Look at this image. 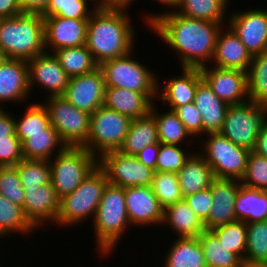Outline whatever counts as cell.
I'll list each match as a JSON object with an SVG mask.
<instances>
[{
	"label": "cell",
	"instance_id": "obj_30",
	"mask_svg": "<svg viewBox=\"0 0 267 267\" xmlns=\"http://www.w3.org/2000/svg\"><path fill=\"white\" fill-rule=\"evenodd\" d=\"M153 143L160 142L155 118L149 113L131 120L128 133L118 151L125 155L136 156L147 145Z\"/></svg>",
	"mask_w": 267,
	"mask_h": 267
},
{
	"label": "cell",
	"instance_id": "obj_13",
	"mask_svg": "<svg viewBox=\"0 0 267 267\" xmlns=\"http://www.w3.org/2000/svg\"><path fill=\"white\" fill-rule=\"evenodd\" d=\"M228 15V26L253 55L267 51V9H234Z\"/></svg>",
	"mask_w": 267,
	"mask_h": 267
},
{
	"label": "cell",
	"instance_id": "obj_40",
	"mask_svg": "<svg viewBox=\"0 0 267 267\" xmlns=\"http://www.w3.org/2000/svg\"><path fill=\"white\" fill-rule=\"evenodd\" d=\"M243 262H267V220L247 223V244Z\"/></svg>",
	"mask_w": 267,
	"mask_h": 267
},
{
	"label": "cell",
	"instance_id": "obj_53",
	"mask_svg": "<svg viewBox=\"0 0 267 267\" xmlns=\"http://www.w3.org/2000/svg\"><path fill=\"white\" fill-rule=\"evenodd\" d=\"M152 1H157L158 2V4H161V7L162 6H166V8H168L167 10H166V8L164 9L165 11L164 12H160V13H158V12H154L153 13V10H151L152 11V13H148L147 11H146V15H145V13H144V15L143 16H141L144 20V23L143 24H145V25H147V27L156 19V18H158L160 15H162L163 13H168V12H170V11H175L176 10V8L178 7V5H179V3H180V0H152ZM169 9H171V10H169ZM148 13V14H147Z\"/></svg>",
	"mask_w": 267,
	"mask_h": 267
},
{
	"label": "cell",
	"instance_id": "obj_9",
	"mask_svg": "<svg viewBox=\"0 0 267 267\" xmlns=\"http://www.w3.org/2000/svg\"><path fill=\"white\" fill-rule=\"evenodd\" d=\"M131 123L128 116L101 106L91 114L90 132L82 146L98 159L110 151H118Z\"/></svg>",
	"mask_w": 267,
	"mask_h": 267
},
{
	"label": "cell",
	"instance_id": "obj_6",
	"mask_svg": "<svg viewBox=\"0 0 267 267\" xmlns=\"http://www.w3.org/2000/svg\"><path fill=\"white\" fill-rule=\"evenodd\" d=\"M132 50L128 54L106 60L99 65L104 75L106 87H120L145 93L153 102L157 101V85L160 74L145 63ZM137 58V59H136ZM141 62V63H140Z\"/></svg>",
	"mask_w": 267,
	"mask_h": 267
},
{
	"label": "cell",
	"instance_id": "obj_37",
	"mask_svg": "<svg viewBox=\"0 0 267 267\" xmlns=\"http://www.w3.org/2000/svg\"><path fill=\"white\" fill-rule=\"evenodd\" d=\"M198 238L207 267H244L243 260L220 244L210 230H205Z\"/></svg>",
	"mask_w": 267,
	"mask_h": 267
},
{
	"label": "cell",
	"instance_id": "obj_51",
	"mask_svg": "<svg viewBox=\"0 0 267 267\" xmlns=\"http://www.w3.org/2000/svg\"><path fill=\"white\" fill-rule=\"evenodd\" d=\"M159 147L160 143L147 145L136 155V157L142 164L156 171V162L159 153Z\"/></svg>",
	"mask_w": 267,
	"mask_h": 267
},
{
	"label": "cell",
	"instance_id": "obj_8",
	"mask_svg": "<svg viewBox=\"0 0 267 267\" xmlns=\"http://www.w3.org/2000/svg\"><path fill=\"white\" fill-rule=\"evenodd\" d=\"M50 161L51 183L60 199L71 194L98 165L84 147L67 146Z\"/></svg>",
	"mask_w": 267,
	"mask_h": 267
},
{
	"label": "cell",
	"instance_id": "obj_41",
	"mask_svg": "<svg viewBox=\"0 0 267 267\" xmlns=\"http://www.w3.org/2000/svg\"><path fill=\"white\" fill-rule=\"evenodd\" d=\"M151 189L163 209L184 199L176 173L154 171Z\"/></svg>",
	"mask_w": 267,
	"mask_h": 267
},
{
	"label": "cell",
	"instance_id": "obj_44",
	"mask_svg": "<svg viewBox=\"0 0 267 267\" xmlns=\"http://www.w3.org/2000/svg\"><path fill=\"white\" fill-rule=\"evenodd\" d=\"M188 147L190 146L160 143L156 171L177 173L183 167L187 158L191 155V151H194Z\"/></svg>",
	"mask_w": 267,
	"mask_h": 267
},
{
	"label": "cell",
	"instance_id": "obj_33",
	"mask_svg": "<svg viewBox=\"0 0 267 267\" xmlns=\"http://www.w3.org/2000/svg\"><path fill=\"white\" fill-rule=\"evenodd\" d=\"M230 3V0H180L175 12L189 18L216 22L224 26L228 23L226 19L229 15L227 9Z\"/></svg>",
	"mask_w": 267,
	"mask_h": 267
},
{
	"label": "cell",
	"instance_id": "obj_57",
	"mask_svg": "<svg viewBox=\"0 0 267 267\" xmlns=\"http://www.w3.org/2000/svg\"><path fill=\"white\" fill-rule=\"evenodd\" d=\"M244 267H267V262L244 264Z\"/></svg>",
	"mask_w": 267,
	"mask_h": 267
},
{
	"label": "cell",
	"instance_id": "obj_48",
	"mask_svg": "<svg viewBox=\"0 0 267 267\" xmlns=\"http://www.w3.org/2000/svg\"><path fill=\"white\" fill-rule=\"evenodd\" d=\"M23 159L22 143L16 134L10 140H0V166H15Z\"/></svg>",
	"mask_w": 267,
	"mask_h": 267
},
{
	"label": "cell",
	"instance_id": "obj_11",
	"mask_svg": "<svg viewBox=\"0 0 267 267\" xmlns=\"http://www.w3.org/2000/svg\"><path fill=\"white\" fill-rule=\"evenodd\" d=\"M266 120L267 107L248 100L229 106L219 133L234 144L253 151L259 131Z\"/></svg>",
	"mask_w": 267,
	"mask_h": 267
},
{
	"label": "cell",
	"instance_id": "obj_15",
	"mask_svg": "<svg viewBox=\"0 0 267 267\" xmlns=\"http://www.w3.org/2000/svg\"><path fill=\"white\" fill-rule=\"evenodd\" d=\"M202 79L228 105L249 100L248 74L238 69H221L212 65L199 68Z\"/></svg>",
	"mask_w": 267,
	"mask_h": 267
},
{
	"label": "cell",
	"instance_id": "obj_14",
	"mask_svg": "<svg viewBox=\"0 0 267 267\" xmlns=\"http://www.w3.org/2000/svg\"><path fill=\"white\" fill-rule=\"evenodd\" d=\"M27 64L29 87L32 95V92L38 86V90L43 89L44 92L46 91L45 98L64 94L70 77L60 66L54 53L45 51L27 61Z\"/></svg>",
	"mask_w": 267,
	"mask_h": 267
},
{
	"label": "cell",
	"instance_id": "obj_46",
	"mask_svg": "<svg viewBox=\"0 0 267 267\" xmlns=\"http://www.w3.org/2000/svg\"><path fill=\"white\" fill-rule=\"evenodd\" d=\"M0 195L23 207L25 198L17 166H0Z\"/></svg>",
	"mask_w": 267,
	"mask_h": 267
},
{
	"label": "cell",
	"instance_id": "obj_35",
	"mask_svg": "<svg viewBox=\"0 0 267 267\" xmlns=\"http://www.w3.org/2000/svg\"><path fill=\"white\" fill-rule=\"evenodd\" d=\"M53 53L70 78L91 73L99 67L86 45L63 48Z\"/></svg>",
	"mask_w": 267,
	"mask_h": 267
},
{
	"label": "cell",
	"instance_id": "obj_21",
	"mask_svg": "<svg viewBox=\"0 0 267 267\" xmlns=\"http://www.w3.org/2000/svg\"><path fill=\"white\" fill-rule=\"evenodd\" d=\"M24 215L37 229L47 228L48 224L55 226L60 211V198L52 183L37 188L24 189ZM47 223V224H45Z\"/></svg>",
	"mask_w": 267,
	"mask_h": 267
},
{
	"label": "cell",
	"instance_id": "obj_17",
	"mask_svg": "<svg viewBox=\"0 0 267 267\" xmlns=\"http://www.w3.org/2000/svg\"><path fill=\"white\" fill-rule=\"evenodd\" d=\"M125 203L129 222L132 226H160L164 209L158 202L151 186H133L124 188Z\"/></svg>",
	"mask_w": 267,
	"mask_h": 267
},
{
	"label": "cell",
	"instance_id": "obj_3",
	"mask_svg": "<svg viewBox=\"0 0 267 267\" xmlns=\"http://www.w3.org/2000/svg\"><path fill=\"white\" fill-rule=\"evenodd\" d=\"M45 51L41 14L22 13L0 18V57L29 61Z\"/></svg>",
	"mask_w": 267,
	"mask_h": 267
},
{
	"label": "cell",
	"instance_id": "obj_25",
	"mask_svg": "<svg viewBox=\"0 0 267 267\" xmlns=\"http://www.w3.org/2000/svg\"><path fill=\"white\" fill-rule=\"evenodd\" d=\"M153 103L143 92L120 87H106L103 106L133 120L148 115Z\"/></svg>",
	"mask_w": 267,
	"mask_h": 267
},
{
	"label": "cell",
	"instance_id": "obj_10",
	"mask_svg": "<svg viewBox=\"0 0 267 267\" xmlns=\"http://www.w3.org/2000/svg\"><path fill=\"white\" fill-rule=\"evenodd\" d=\"M40 101L48 111L50 124L69 147H82L88 140L91 115L74 107L63 96Z\"/></svg>",
	"mask_w": 267,
	"mask_h": 267
},
{
	"label": "cell",
	"instance_id": "obj_55",
	"mask_svg": "<svg viewBox=\"0 0 267 267\" xmlns=\"http://www.w3.org/2000/svg\"><path fill=\"white\" fill-rule=\"evenodd\" d=\"M22 13L17 0H0V18L14 17Z\"/></svg>",
	"mask_w": 267,
	"mask_h": 267
},
{
	"label": "cell",
	"instance_id": "obj_5",
	"mask_svg": "<svg viewBox=\"0 0 267 267\" xmlns=\"http://www.w3.org/2000/svg\"><path fill=\"white\" fill-rule=\"evenodd\" d=\"M108 179L104 170L97 165L82 183L60 200L57 216L58 228L71 229L85 221L93 222ZM92 220V221H91Z\"/></svg>",
	"mask_w": 267,
	"mask_h": 267
},
{
	"label": "cell",
	"instance_id": "obj_38",
	"mask_svg": "<svg viewBox=\"0 0 267 267\" xmlns=\"http://www.w3.org/2000/svg\"><path fill=\"white\" fill-rule=\"evenodd\" d=\"M247 74L249 100L267 107V51L253 55Z\"/></svg>",
	"mask_w": 267,
	"mask_h": 267
},
{
	"label": "cell",
	"instance_id": "obj_28",
	"mask_svg": "<svg viewBox=\"0 0 267 267\" xmlns=\"http://www.w3.org/2000/svg\"><path fill=\"white\" fill-rule=\"evenodd\" d=\"M172 240L165 251L162 267H207L198 237Z\"/></svg>",
	"mask_w": 267,
	"mask_h": 267
},
{
	"label": "cell",
	"instance_id": "obj_19",
	"mask_svg": "<svg viewBox=\"0 0 267 267\" xmlns=\"http://www.w3.org/2000/svg\"><path fill=\"white\" fill-rule=\"evenodd\" d=\"M44 18L45 50L53 53L69 47H79L86 43L89 19H73L58 16Z\"/></svg>",
	"mask_w": 267,
	"mask_h": 267
},
{
	"label": "cell",
	"instance_id": "obj_39",
	"mask_svg": "<svg viewBox=\"0 0 267 267\" xmlns=\"http://www.w3.org/2000/svg\"><path fill=\"white\" fill-rule=\"evenodd\" d=\"M210 231L218 238L220 244L244 261L247 244V223L245 221L236 220Z\"/></svg>",
	"mask_w": 267,
	"mask_h": 267
},
{
	"label": "cell",
	"instance_id": "obj_12",
	"mask_svg": "<svg viewBox=\"0 0 267 267\" xmlns=\"http://www.w3.org/2000/svg\"><path fill=\"white\" fill-rule=\"evenodd\" d=\"M109 184L119 187L151 186L154 170L142 164L136 156L110 151L98 159Z\"/></svg>",
	"mask_w": 267,
	"mask_h": 267
},
{
	"label": "cell",
	"instance_id": "obj_20",
	"mask_svg": "<svg viewBox=\"0 0 267 267\" xmlns=\"http://www.w3.org/2000/svg\"><path fill=\"white\" fill-rule=\"evenodd\" d=\"M179 76L158 80L157 101L165 104V108L174 111L177 107L194 102L198 83L202 80L199 68L182 67ZM161 87V88H160ZM160 99V100H159Z\"/></svg>",
	"mask_w": 267,
	"mask_h": 267
},
{
	"label": "cell",
	"instance_id": "obj_42",
	"mask_svg": "<svg viewBox=\"0 0 267 267\" xmlns=\"http://www.w3.org/2000/svg\"><path fill=\"white\" fill-rule=\"evenodd\" d=\"M95 9L93 0H49L46 10L41 16L89 19Z\"/></svg>",
	"mask_w": 267,
	"mask_h": 267
},
{
	"label": "cell",
	"instance_id": "obj_47",
	"mask_svg": "<svg viewBox=\"0 0 267 267\" xmlns=\"http://www.w3.org/2000/svg\"><path fill=\"white\" fill-rule=\"evenodd\" d=\"M174 112L195 141L199 140L202 137V119L195 103L179 106Z\"/></svg>",
	"mask_w": 267,
	"mask_h": 267
},
{
	"label": "cell",
	"instance_id": "obj_26",
	"mask_svg": "<svg viewBox=\"0 0 267 267\" xmlns=\"http://www.w3.org/2000/svg\"><path fill=\"white\" fill-rule=\"evenodd\" d=\"M176 174L183 198L211 187L215 179L211 166L197 150L192 151Z\"/></svg>",
	"mask_w": 267,
	"mask_h": 267
},
{
	"label": "cell",
	"instance_id": "obj_1",
	"mask_svg": "<svg viewBox=\"0 0 267 267\" xmlns=\"http://www.w3.org/2000/svg\"><path fill=\"white\" fill-rule=\"evenodd\" d=\"M222 24L193 19L175 11L163 13L148 28L174 51L180 68L211 65Z\"/></svg>",
	"mask_w": 267,
	"mask_h": 267
},
{
	"label": "cell",
	"instance_id": "obj_27",
	"mask_svg": "<svg viewBox=\"0 0 267 267\" xmlns=\"http://www.w3.org/2000/svg\"><path fill=\"white\" fill-rule=\"evenodd\" d=\"M161 227L163 229L167 227V230L171 229L172 232L170 233H174L175 238L199 237L206 230L204 223L190 208L185 199L164 209Z\"/></svg>",
	"mask_w": 267,
	"mask_h": 267
},
{
	"label": "cell",
	"instance_id": "obj_32",
	"mask_svg": "<svg viewBox=\"0 0 267 267\" xmlns=\"http://www.w3.org/2000/svg\"><path fill=\"white\" fill-rule=\"evenodd\" d=\"M236 220L246 223L267 220V191L240 186L235 201Z\"/></svg>",
	"mask_w": 267,
	"mask_h": 267
},
{
	"label": "cell",
	"instance_id": "obj_18",
	"mask_svg": "<svg viewBox=\"0 0 267 267\" xmlns=\"http://www.w3.org/2000/svg\"><path fill=\"white\" fill-rule=\"evenodd\" d=\"M31 98L27 61L0 57V108L5 103L27 105Z\"/></svg>",
	"mask_w": 267,
	"mask_h": 267
},
{
	"label": "cell",
	"instance_id": "obj_31",
	"mask_svg": "<svg viewBox=\"0 0 267 267\" xmlns=\"http://www.w3.org/2000/svg\"><path fill=\"white\" fill-rule=\"evenodd\" d=\"M55 128L50 125L45 133L28 134L22 143V154L26 160H51L66 148Z\"/></svg>",
	"mask_w": 267,
	"mask_h": 267
},
{
	"label": "cell",
	"instance_id": "obj_36",
	"mask_svg": "<svg viewBox=\"0 0 267 267\" xmlns=\"http://www.w3.org/2000/svg\"><path fill=\"white\" fill-rule=\"evenodd\" d=\"M36 102L29 101L22 116L14 115L16 136L21 143L28 138V134L45 133V129L51 125L47 109L40 101Z\"/></svg>",
	"mask_w": 267,
	"mask_h": 267
},
{
	"label": "cell",
	"instance_id": "obj_43",
	"mask_svg": "<svg viewBox=\"0 0 267 267\" xmlns=\"http://www.w3.org/2000/svg\"><path fill=\"white\" fill-rule=\"evenodd\" d=\"M17 172L24 189L37 188L51 183L49 160H21Z\"/></svg>",
	"mask_w": 267,
	"mask_h": 267
},
{
	"label": "cell",
	"instance_id": "obj_24",
	"mask_svg": "<svg viewBox=\"0 0 267 267\" xmlns=\"http://www.w3.org/2000/svg\"><path fill=\"white\" fill-rule=\"evenodd\" d=\"M194 103L202 119V136L219 133L230 105L221 100L203 79L198 83Z\"/></svg>",
	"mask_w": 267,
	"mask_h": 267
},
{
	"label": "cell",
	"instance_id": "obj_29",
	"mask_svg": "<svg viewBox=\"0 0 267 267\" xmlns=\"http://www.w3.org/2000/svg\"><path fill=\"white\" fill-rule=\"evenodd\" d=\"M157 103V101L153 103L150 113L154 116L156 121L159 142L181 146H185V144L186 146L195 144L194 146L197 149V141L194 142L195 139L186 130L177 114L174 111L165 108L163 109V112L162 109H159L161 110V112H159L158 108L160 107L156 105Z\"/></svg>",
	"mask_w": 267,
	"mask_h": 267
},
{
	"label": "cell",
	"instance_id": "obj_56",
	"mask_svg": "<svg viewBox=\"0 0 267 267\" xmlns=\"http://www.w3.org/2000/svg\"><path fill=\"white\" fill-rule=\"evenodd\" d=\"M257 155L267 158V120L262 125L253 150Z\"/></svg>",
	"mask_w": 267,
	"mask_h": 267
},
{
	"label": "cell",
	"instance_id": "obj_2",
	"mask_svg": "<svg viewBox=\"0 0 267 267\" xmlns=\"http://www.w3.org/2000/svg\"><path fill=\"white\" fill-rule=\"evenodd\" d=\"M130 16L129 12L98 8L90 15L85 45L99 65L136 50L137 30Z\"/></svg>",
	"mask_w": 267,
	"mask_h": 267
},
{
	"label": "cell",
	"instance_id": "obj_22",
	"mask_svg": "<svg viewBox=\"0 0 267 267\" xmlns=\"http://www.w3.org/2000/svg\"><path fill=\"white\" fill-rule=\"evenodd\" d=\"M240 180L215 178L211 184L212 206L207 220L206 230L236 221L235 201L241 186Z\"/></svg>",
	"mask_w": 267,
	"mask_h": 267
},
{
	"label": "cell",
	"instance_id": "obj_16",
	"mask_svg": "<svg viewBox=\"0 0 267 267\" xmlns=\"http://www.w3.org/2000/svg\"><path fill=\"white\" fill-rule=\"evenodd\" d=\"M105 89L104 75L98 67L91 73L71 77L62 96L77 109L91 115L103 106Z\"/></svg>",
	"mask_w": 267,
	"mask_h": 267
},
{
	"label": "cell",
	"instance_id": "obj_50",
	"mask_svg": "<svg viewBox=\"0 0 267 267\" xmlns=\"http://www.w3.org/2000/svg\"><path fill=\"white\" fill-rule=\"evenodd\" d=\"M16 134L14 115L5 108H0V140H10Z\"/></svg>",
	"mask_w": 267,
	"mask_h": 267
},
{
	"label": "cell",
	"instance_id": "obj_7",
	"mask_svg": "<svg viewBox=\"0 0 267 267\" xmlns=\"http://www.w3.org/2000/svg\"><path fill=\"white\" fill-rule=\"evenodd\" d=\"M204 136L197 140V149H192L205 158L215 178L241 180L251 151L234 144L220 133H207Z\"/></svg>",
	"mask_w": 267,
	"mask_h": 267
},
{
	"label": "cell",
	"instance_id": "obj_49",
	"mask_svg": "<svg viewBox=\"0 0 267 267\" xmlns=\"http://www.w3.org/2000/svg\"><path fill=\"white\" fill-rule=\"evenodd\" d=\"M187 204L195 212V214L204 223L209 215L212 206V191L211 187L198 191L184 197Z\"/></svg>",
	"mask_w": 267,
	"mask_h": 267
},
{
	"label": "cell",
	"instance_id": "obj_52",
	"mask_svg": "<svg viewBox=\"0 0 267 267\" xmlns=\"http://www.w3.org/2000/svg\"><path fill=\"white\" fill-rule=\"evenodd\" d=\"M135 0H95V7L101 10L125 11L130 10Z\"/></svg>",
	"mask_w": 267,
	"mask_h": 267
},
{
	"label": "cell",
	"instance_id": "obj_34",
	"mask_svg": "<svg viewBox=\"0 0 267 267\" xmlns=\"http://www.w3.org/2000/svg\"><path fill=\"white\" fill-rule=\"evenodd\" d=\"M36 230L24 215L23 207L0 195V239H4L6 235L12 237V234L19 233L21 236L29 235L31 238V234L36 233Z\"/></svg>",
	"mask_w": 267,
	"mask_h": 267
},
{
	"label": "cell",
	"instance_id": "obj_54",
	"mask_svg": "<svg viewBox=\"0 0 267 267\" xmlns=\"http://www.w3.org/2000/svg\"><path fill=\"white\" fill-rule=\"evenodd\" d=\"M23 13L42 14L49 0H17Z\"/></svg>",
	"mask_w": 267,
	"mask_h": 267
},
{
	"label": "cell",
	"instance_id": "obj_23",
	"mask_svg": "<svg viewBox=\"0 0 267 267\" xmlns=\"http://www.w3.org/2000/svg\"><path fill=\"white\" fill-rule=\"evenodd\" d=\"M252 54L228 25L218 33L211 65L221 69H238L248 72Z\"/></svg>",
	"mask_w": 267,
	"mask_h": 267
},
{
	"label": "cell",
	"instance_id": "obj_4",
	"mask_svg": "<svg viewBox=\"0 0 267 267\" xmlns=\"http://www.w3.org/2000/svg\"><path fill=\"white\" fill-rule=\"evenodd\" d=\"M92 229L99 257H110L124 234L132 227L127 214L123 187L107 184L98 205Z\"/></svg>",
	"mask_w": 267,
	"mask_h": 267
},
{
	"label": "cell",
	"instance_id": "obj_45",
	"mask_svg": "<svg viewBox=\"0 0 267 267\" xmlns=\"http://www.w3.org/2000/svg\"><path fill=\"white\" fill-rule=\"evenodd\" d=\"M240 181L244 187L267 191V158L251 151L245 174Z\"/></svg>",
	"mask_w": 267,
	"mask_h": 267
}]
</instances>
